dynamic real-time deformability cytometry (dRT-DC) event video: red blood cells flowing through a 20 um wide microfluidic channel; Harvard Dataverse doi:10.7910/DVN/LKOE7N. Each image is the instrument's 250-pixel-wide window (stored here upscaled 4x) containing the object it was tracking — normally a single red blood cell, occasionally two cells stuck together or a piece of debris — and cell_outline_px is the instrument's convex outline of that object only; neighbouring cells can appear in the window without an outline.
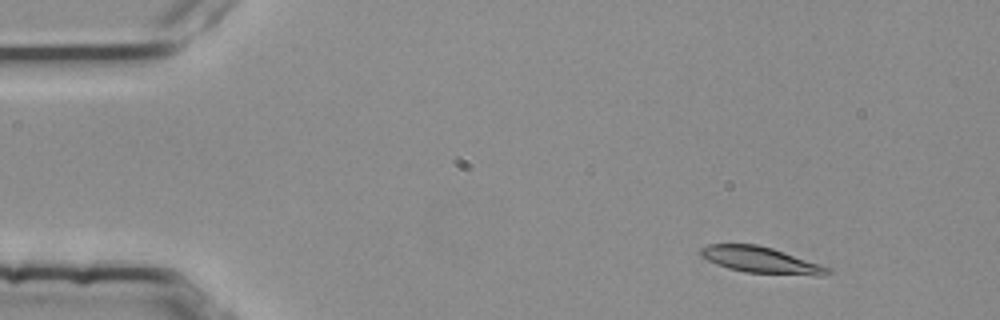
{"species": "common noctule bat (a hibernating species)", "species_latin": "Nyctalus noctula", "temperature_condition": "room temperature", "stored_images_in_passage": 4, "camera_frame_rate_fps": 3000, "um_per_image_px": 0.085, "animal": {"sex": "female", "body_mass_g": 25.1}, "frame": {"image": 1, "passage_image": 2, "time_ms": 0.333, "image_size_px": [1000, 320], "cell_outline_px": [[832, 272], [820, 276], [816, 276], [744, 272], [728, 268], [716, 264], [700, 256], [700, 248], [708, 244], [756, 244], [772, 248], [784, 252], [828, 268]], "centroid_in_image_um": [64.6, 22.1], "position_along_channel_um": 20.4, "area_um2": 19.19}}